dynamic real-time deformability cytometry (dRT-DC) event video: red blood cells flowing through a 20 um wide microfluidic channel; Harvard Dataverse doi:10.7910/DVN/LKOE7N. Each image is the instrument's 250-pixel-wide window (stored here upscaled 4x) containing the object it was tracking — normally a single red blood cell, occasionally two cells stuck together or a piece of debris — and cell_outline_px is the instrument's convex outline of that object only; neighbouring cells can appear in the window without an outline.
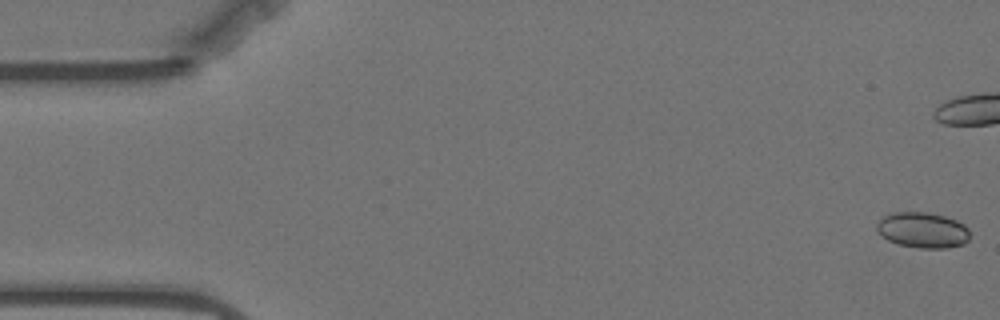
{"species": "Egyptian fruit bat (a non-hibernating species)", "species_latin": "Rousettus aegyptiacus", "temperature_condition": "warm", "stored_images_in_passage": 19, "camera_frame_rate_fps": 3000, "um_per_image_px": 0.085, "animal": {"sex": "female"}, "frame": {"image": 1, "passage_image": 1, "time_ms": 0.0, "image_size_px": [1000, 320], "cell_outline_px": [[968, 240], [964, 244], [948, 248], [920, 248], [896, 244], [880, 236], [876, 232], [876, 224], [884, 216], [892, 212], [928, 212], [944, 216], [956, 220], [964, 224], [968, 228]], "centroid_in_image_um": [78.39, 19.56], "position_along_channel_um": 6.6, "area_um2": 19.54}}
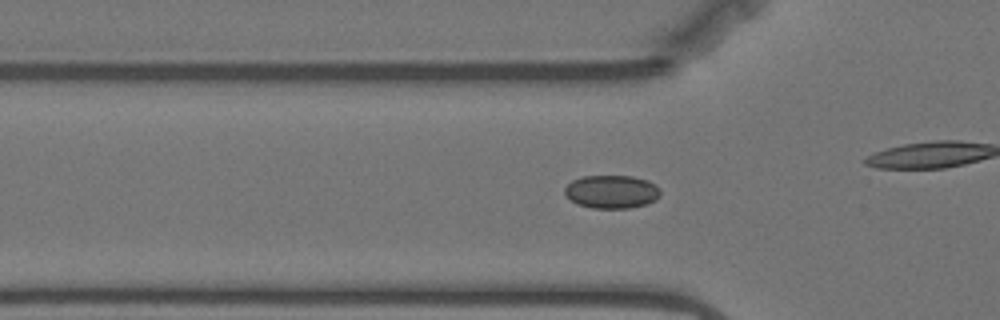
{"frame": {"image": 2, "passage_image": 18, "time_ms": 5.667, "image_size_px": [1000, 320], "cell_outline_px": [[660, 196], [656, 200], [648, 204], [628, 208], [592, 208], [576, 204], [564, 192], [564, 188], [572, 180], [584, 176], [632, 176], [648, 180], [656, 184], [660, 188]], "centroid_in_image_um": [52.03, 16.3], "position_along_channel_um": 73.8, "area_um2": 18.67}}